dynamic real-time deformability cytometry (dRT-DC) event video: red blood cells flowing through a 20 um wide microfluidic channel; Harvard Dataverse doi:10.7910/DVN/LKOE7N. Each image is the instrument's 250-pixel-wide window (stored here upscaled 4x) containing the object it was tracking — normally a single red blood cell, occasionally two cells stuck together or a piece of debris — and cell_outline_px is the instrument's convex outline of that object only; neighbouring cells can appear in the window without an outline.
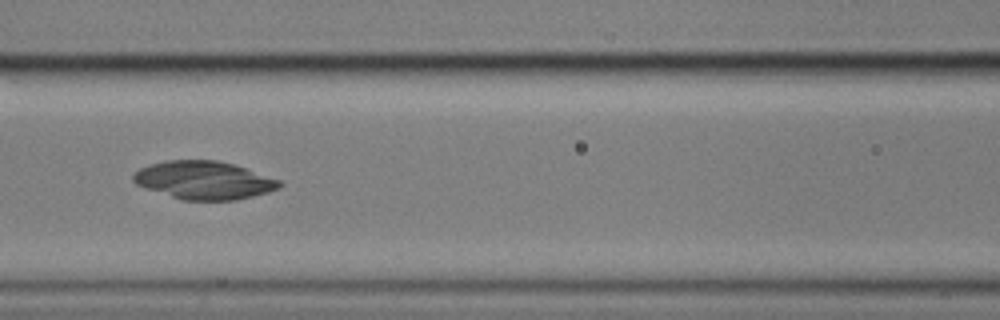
{"species": "common noctule bat (a hibernating species)", "species_latin": "Nyctalus noctula", "temperature_condition": "cold", "stored_images_in_passage": 11, "camera_frame_rate_fps": 3000, "um_per_image_px": 0.085, "animal": {"sex": "male", "body_mass_g": 17.9}, "frame": {"image": 1, "passage_image": 5, "time_ms": 1.333, "image_size_px": [1000, 320], "cell_outline_px": [[284, 184], [280, 188], [268, 192], [236, 200], [180, 200], [136, 184], [132, 180], [132, 176], [140, 168], [148, 164], [164, 160], [216, 160], [232, 164], [280, 180]], "centroid_in_image_um": [17.32, 15.32], "position_along_channel_um": 149.3, "area_um2": 32.37}}
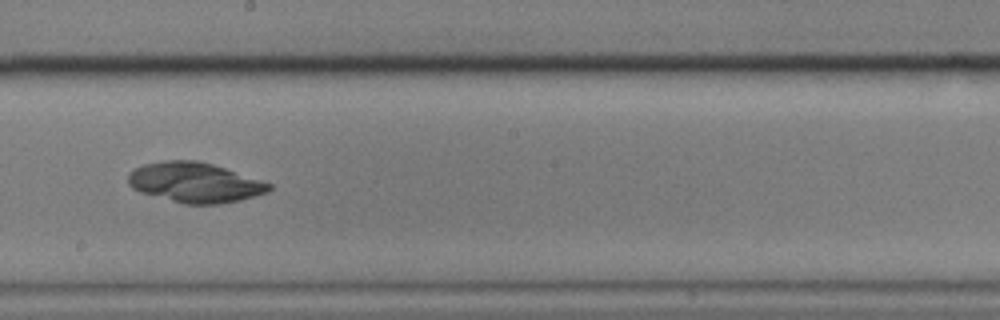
{"frame": {"image": 2, "passage_image": 7, "time_ms": 2.0, "image_size_px": [1000, 320], "cell_outline_px": [[272, 188], [268, 192], [240, 200], [220, 204], [184, 204], [140, 192], [132, 188], [128, 184], [128, 172], [144, 164], [164, 160], [196, 160], [212, 164], [272, 184]], "centroid_in_image_um": [16.53, 15.51], "position_along_channel_um": 231.7, "area_um2": 32.71}}
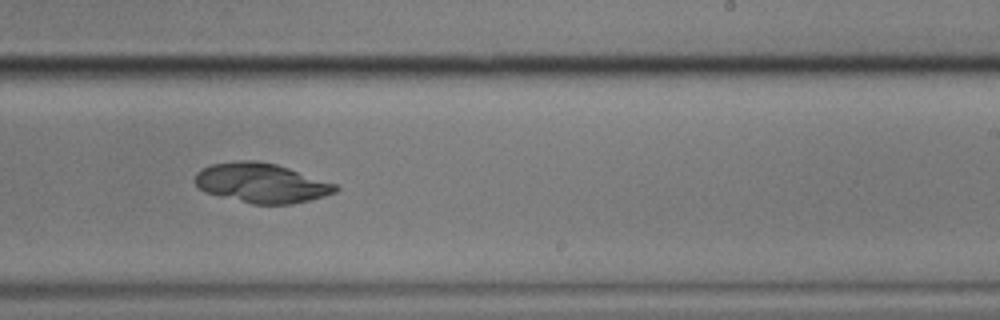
{"frame": {"image": 3, "passage_image": 8, "time_ms": 2.333, "image_size_px": [1000, 320], "cell_outline_px": [[340, 188], [336, 192], [324, 196], [292, 204], [252, 204], [204, 192], [196, 184], [196, 172], [200, 168], [212, 164], [240, 160], [256, 160], [276, 164], [336, 184]], "centroid_in_image_um": [22.21, 15.55], "position_along_channel_um": 266.8, "area_um2": 32.25}}